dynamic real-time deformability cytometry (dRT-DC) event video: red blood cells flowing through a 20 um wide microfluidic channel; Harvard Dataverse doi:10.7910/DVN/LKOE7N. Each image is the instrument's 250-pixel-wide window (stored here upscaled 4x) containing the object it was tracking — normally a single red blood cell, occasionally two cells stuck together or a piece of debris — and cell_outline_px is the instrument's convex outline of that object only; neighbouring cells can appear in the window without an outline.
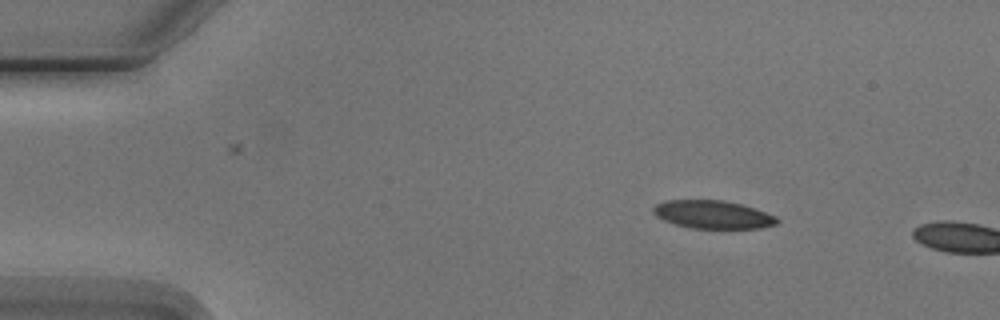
{"species": "Egyptian fruit bat (a non-hibernating species)", "species_latin": "Rousettus aegyptiacus", "temperature_condition": "cold", "stored_images_in_passage": 2, "camera_frame_rate_fps": 3000, "um_per_image_px": 0.085, "animal": {"sex": "male"}, "frame": {"image": 1, "passage_image": 1, "time_ms": 0.0, "image_size_px": [1000, 320], "cell_outline_px": [[780, 220], [776, 224], [760, 228], [692, 228], [676, 224], [664, 220], [656, 216], [652, 212], [652, 208], [656, 204], [664, 200], [724, 200], [740, 204], [776, 216]], "centroid_in_image_um": [60.56, 18.23], "position_along_channel_um": 24.4, "area_um2": 20.11}}